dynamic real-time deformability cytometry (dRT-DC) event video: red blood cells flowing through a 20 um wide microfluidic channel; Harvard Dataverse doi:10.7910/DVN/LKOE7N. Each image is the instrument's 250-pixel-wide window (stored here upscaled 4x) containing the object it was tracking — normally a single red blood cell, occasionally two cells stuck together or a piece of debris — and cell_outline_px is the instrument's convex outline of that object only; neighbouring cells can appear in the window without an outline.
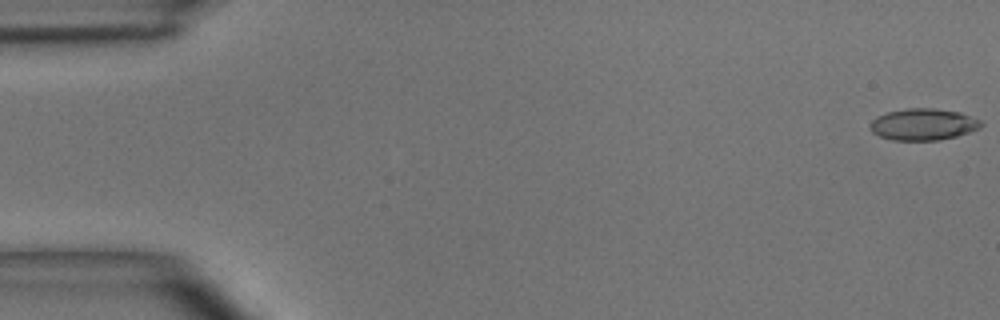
{"species": "common noctule bat (a hibernating species)", "species_latin": "Nyctalus noctula", "temperature_condition": "room temperature", "stored_images_in_passage": 24, "camera_frame_rate_fps": 3000, "um_per_image_px": 0.085, "animal": {"sex": "male", "body_mass_g": 15.6}, "frame": {"image": 1, "passage_image": 1, "time_ms": 0.0, "image_size_px": [1000, 320], "cell_outline_px": [[984, 124], [980, 128], [956, 136], [940, 140], [892, 140], [880, 136], [872, 132], [868, 124], [876, 116], [888, 112], [908, 108], [932, 108], [960, 112], [980, 120]], "centroid_in_image_um": [78.46, 10.57], "position_along_channel_um": 6.5, "area_um2": 20.46}}
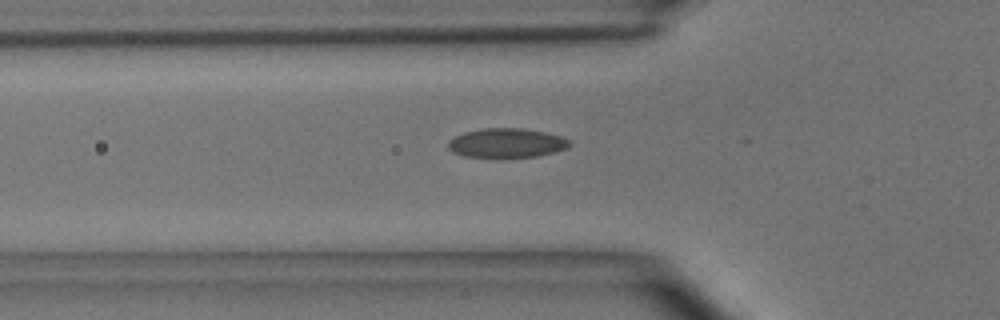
{"frame": {"image": 2, "passage_image": 17, "time_ms": 5.333, "image_size_px": [1000, 320], "cell_outline_px": [[572, 144], [568, 148], [556, 152], [536, 156], [504, 160], [500, 160], [464, 156], [452, 152], [448, 148], [448, 140], [452, 136], [464, 132], [480, 128], [524, 128], [544, 132], [560, 136], [572, 140]], "centroid_in_image_um": [43.04, 12.19], "position_along_channel_um": 82.8, "area_um2": 21.85}}